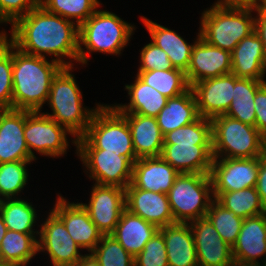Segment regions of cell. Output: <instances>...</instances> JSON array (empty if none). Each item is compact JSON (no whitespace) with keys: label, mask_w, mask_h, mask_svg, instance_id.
<instances>
[{"label":"cell","mask_w":266,"mask_h":266,"mask_svg":"<svg viewBox=\"0 0 266 266\" xmlns=\"http://www.w3.org/2000/svg\"><path fill=\"white\" fill-rule=\"evenodd\" d=\"M215 200L242 219L266 212V208L255 187L239 191L222 192Z\"/></svg>","instance_id":"cell-32"},{"label":"cell","mask_w":266,"mask_h":266,"mask_svg":"<svg viewBox=\"0 0 266 266\" xmlns=\"http://www.w3.org/2000/svg\"><path fill=\"white\" fill-rule=\"evenodd\" d=\"M134 266H169L165 240L159 230L134 257Z\"/></svg>","instance_id":"cell-41"},{"label":"cell","mask_w":266,"mask_h":266,"mask_svg":"<svg viewBox=\"0 0 266 266\" xmlns=\"http://www.w3.org/2000/svg\"><path fill=\"white\" fill-rule=\"evenodd\" d=\"M193 91L199 116L212 119L225 115L234 94V74L209 78L190 86Z\"/></svg>","instance_id":"cell-15"},{"label":"cell","mask_w":266,"mask_h":266,"mask_svg":"<svg viewBox=\"0 0 266 266\" xmlns=\"http://www.w3.org/2000/svg\"><path fill=\"white\" fill-rule=\"evenodd\" d=\"M133 30L135 28L132 25L121 20L114 13L96 10L79 26L78 62L86 64L88 55L92 51L120 55L123 47L127 46ZM82 45H85L87 52Z\"/></svg>","instance_id":"cell-6"},{"label":"cell","mask_w":266,"mask_h":266,"mask_svg":"<svg viewBox=\"0 0 266 266\" xmlns=\"http://www.w3.org/2000/svg\"><path fill=\"white\" fill-rule=\"evenodd\" d=\"M206 217L221 235V238L233 247L241 230L243 219L224 208L215 199L210 204Z\"/></svg>","instance_id":"cell-36"},{"label":"cell","mask_w":266,"mask_h":266,"mask_svg":"<svg viewBox=\"0 0 266 266\" xmlns=\"http://www.w3.org/2000/svg\"><path fill=\"white\" fill-rule=\"evenodd\" d=\"M137 76L167 98L179 96L190 88L185 72L178 68L138 71Z\"/></svg>","instance_id":"cell-33"},{"label":"cell","mask_w":266,"mask_h":266,"mask_svg":"<svg viewBox=\"0 0 266 266\" xmlns=\"http://www.w3.org/2000/svg\"><path fill=\"white\" fill-rule=\"evenodd\" d=\"M125 206L128 211L158 228L174 224L166 193L141 190L129 184L125 188Z\"/></svg>","instance_id":"cell-19"},{"label":"cell","mask_w":266,"mask_h":266,"mask_svg":"<svg viewBox=\"0 0 266 266\" xmlns=\"http://www.w3.org/2000/svg\"><path fill=\"white\" fill-rule=\"evenodd\" d=\"M76 266H101L95 256L91 254H85L79 260Z\"/></svg>","instance_id":"cell-48"},{"label":"cell","mask_w":266,"mask_h":266,"mask_svg":"<svg viewBox=\"0 0 266 266\" xmlns=\"http://www.w3.org/2000/svg\"><path fill=\"white\" fill-rule=\"evenodd\" d=\"M135 83L125 85L130 96L128 105H114L119 113H134L143 116L156 117L166 106L168 98L159 93L155 88L147 85L138 76Z\"/></svg>","instance_id":"cell-29"},{"label":"cell","mask_w":266,"mask_h":266,"mask_svg":"<svg viewBox=\"0 0 266 266\" xmlns=\"http://www.w3.org/2000/svg\"><path fill=\"white\" fill-rule=\"evenodd\" d=\"M259 157L213 158L210 178L214 199L222 192L239 191L256 186Z\"/></svg>","instance_id":"cell-10"},{"label":"cell","mask_w":266,"mask_h":266,"mask_svg":"<svg viewBox=\"0 0 266 266\" xmlns=\"http://www.w3.org/2000/svg\"><path fill=\"white\" fill-rule=\"evenodd\" d=\"M77 153L96 184L125 189L131 183L133 163L121 153L105 152L103 149H77Z\"/></svg>","instance_id":"cell-11"},{"label":"cell","mask_w":266,"mask_h":266,"mask_svg":"<svg viewBox=\"0 0 266 266\" xmlns=\"http://www.w3.org/2000/svg\"><path fill=\"white\" fill-rule=\"evenodd\" d=\"M38 4L67 20L76 19L78 27L92 16L100 5L98 0H38Z\"/></svg>","instance_id":"cell-35"},{"label":"cell","mask_w":266,"mask_h":266,"mask_svg":"<svg viewBox=\"0 0 266 266\" xmlns=\"http://www.w3.org/2000/svg\"><path fill=\"white\" fill-rule=\"evenodd\" d=\"M63 67L55 59L48 62L46 57L25 54L12 45V109L40 111L53 78Z\"/></svg>","instance_id":"cell-2"},{"label":"cell","mask_w":266,"mask_h":266,"mask_svg":"<svg viewBox=\"0 0 266 266\" xmlns=\"http://www.w3.org/2000/svg\"><path fill=\"white\" fill-rule=\"evenodd\" d=\"M211 123L213 158H256L263 156L262 134L255 126L226 115L212 118Z\"/></svg>","instance_id":"cell-7"},{"label":"cell","mask_w":266,"mask_h":266,"mask_svg":"<svg viewBox=\"0 0 266 266\" xmlns=\"http://www.w3.org/2000/svg\"><path fill=\"white\" fill-rule=\"evenodd\" d=\"M180 173L160 156L137 159L133 163L131 185L157 193H168Z\"/></svg>","instance_id":"cell-21"},{"label":"cell","mask_w":266,"mask_h":266,"mask_svg":"<svg viewBox=\"0 0 266 266\" xmlns=\"http://www.w3.org/2000/svg\"><path fill=\"white\" fill-rule=\"evenodd\" d=\"M6 35L0 38V109H12V44Z\"/></svg>","instance_id":"cell-40"},{"label":"cell","mask_w":266,"mask_h":266,"mask_svg":"<svg viewBox=\"0 0 266 266\" xmlns=\"http://www.w3.org/2000/svg\"><path fill=\"white\" fill-rule=\"evenodd\" d=\"M231 67V52L208 44L200 37L199 32L185 72L189 86L205 79L230 74Z\"/></svg>","instance_id":"cell-14"},{"label":"cell","mask_w":266,"mask_h":266,"mask_svg":"<svg viewBox=\"0 0 266 266\" xmlns=\"http://www.w3.org/2000/svg\"><path fill=\"white\" fill-rule=\"evenodd\" d=\"M6 200V201H5ZM3 198L0 214L8 230L20 233H36L33 231V225L36 220V210L32 204L20 198L5 199Z\"/></svg>","instance_id":"cell-34"},{"label":"cell","mask_w":266,"mask_h":266,"mask_svg":"<svg viewBox=\"0 0 266 266\" xmlns=\"http://www.w3.org/2000/svg\"><path fill=\"white\" fill-rule=\"evenodd\" d=\"M38 5V0H0V23H14Z\"/></svg>","instance_id":"cell-43"},{"label":"cell","mask_w":266,"mask_h":266,"mask_svg":"<svg viewBox=\"0 0 266 266\" xmlns=\"http://www.w3.org/2000/svg\"><path fill=\"white\" fill-rule=\"evenodd\" d=\"M158 230L159 228L157 226L125 208L111 235H113L128 253L135 257L144 249L145 244Z\"/></svg>","instance_id":"cell-26"},{"label":"cell","mask_w":266,"mask_h":266,"mask_svg":"<svg viewBox=\"0 0 266 266\" xmlns=\"http://www.w3.org/2000/svg\"><path fill=\"white\" fill-rule=\"evenodd\" d=\"M263 5L266 7V0H263Z\"/></svg>","instance_id":"cell-54"},{"label":"cell","mask_w":266,"mask_h":266,"mask_svg":"<svg viewBox=\"0 0 266 266\" xmlns=\"http://www.w3.org/2000/svg\"><path fill=\"white\" fill-rule=\"evenodd\" d=\"M160 157L179 173L210 174L212 144H164Z\"/></svg>","instance_id":"cell-20"},{"label":"cell","mask_w":266,"mask_h":266,"mask_svg":"<svg viewBox=\"0 0 266 266\" xmlns=\"http://www.w3.org/2000/svg\"><path fill=\"white\" fill-rule=\"evenodd\" d=\"M0 266H9V265H5V264L0 263Z\"/></svg>","instance_id":"cell-56"},{"label":"cell","mask_w":266,"mask_h":266,"mask_svg":"<svg viewBox=\"0 0 266 266\" xmlns=\"http://www.w3.org/2000/svg\"><path fill=\"white\" fill-rule=\"evenodd\" d=\"M212 194L209 174L180 173L167 193L174 223H188L206 217L213 201Z\"/></svg>","instance_id":"cell-8"},{"label":"cell","mask_w":266,"mask_h":266,"mask_svg":"<svg viewBox=\"0 0 266 266\" xmlns=\"http://www.w3.org/2000/svg\"><path fill=\"white\" fill-rule=\"evenodd\" d=\"M215 4L222 5V6L256 8V7L260 6L261 4H263V0H219Z\"/></svg>","instance_id":"cell-47"},{"label":"cell","mask_w":266,"mask_h":266,"mask_svg":"<svg viewBox=\"0 0 266 266\" xmlns=\"http://www.w3.org/2000/svg\"><path fill=\"white\" fill-rule=\"evenodd\" d=\"M31 161H13L0 164V196L4 199H15L27 183L26 165Z\"/></svg>","instance_id":"cell-38"},{"label":"cell","mask_w":266,"mask_h":266,"mask_svg":"<svg viewBox=\"0 0 266 266\" xmlns=\"http://www.w3.org/2000/svg\"><path fill=\"white\" fill-rule=\"evenodd\" d=\"M78 34L79 27L74 21L51 13L38 4L12 24L8 41L25 54L54 55L64 67H73L72 62H66L62 57L78 62Z\"/></svg>","instance_id":"cell-1"},{"label":"cell","mask_w":266,"mask_h":266,"mask_svg":"<svg viewBox=\"0 0 266 266\" xmlns=\"http://www.w3.org/2000/svg\"><path fill=\"white\" fill-rule=\"evenodd\" d=\"M253 10L214 4L202 13L200 37L210 45L232 52L243 38L254 32Z\"/></svg>","instance_id":"cell-5"},{"label":"cell","mask_w":266,"mask_h":266,"mask_svg":"<svg viewBox=\"0 0 266 266\" xmlns=\"http://www.w3.org/2000/svg\"><path fill=\"white\" fill-rule=\"evenodd\" d=\"M35 233L7 230L0 244V263L9 266H26L37 254Z\"/></svg>","instance_id":"cell-30"},{"label":"cell","mask_w":266,"mask_h":266,"mask_svg":"<svg viewBox=\"0 0 266 266\" xmlns=\"http://www.w3.org/2000/svg\"><path fill=\"white\" fill-rule=\"evenodd\" d=\"M70 71L72 67H63L53 78L47 100L53 114L45 115L75 136L73 143L76 145V139L86 133L94 113L101 105L91 110L83 108L82 94Z\"/></svg>","instance_id":"cell-3"},{"label":"cell","mask_w":266,"mask_h":266,"mask_svg":"<svg viewBox=\"0 0 266 266\" xmlns=\"http://www.w3.org/2000/svg\"><path fill=\"white\" fill-rule=\"evenodd\" d=\"M255 188L257 189V192L260 195V199L266 208V157L265 156L259 157V172Z\"/></svg>","instance_id":"cell-45"},{"label":"cell","mask_w":266,"mask_h":266,"mask_svg":"<svg viewBox=\"0 0 266 266\" xmlns=\"http://www.w3.org/2000/svg\"><path fill=\"white\" fill-rule=\"evenodd\" d=\"M189 224L194 236L198 266L232 265V247L221 238L207 217Z\"/></svg>","instance_id":"cell-18"},{"label":"cell","mask_w":266,"mask_h":266,"mask_svg":"<svg viewBox=\"0 0 266 266\" xmlns=\"http://www.w3.org/2000/svg\"><path fill=\"white\" fill-rule=\"evenodd\" d=\"M264 264H262L263 266H266V258H264V261H262Z\"/></svg>","instance_id":"cell-52"},{"label":"cell","mask_w":266,"mask_h":266,"mask_svg":"<svg viewBox=\"0 0 266 266\" xmlns=\"http://www.w3.org/2000/svg\"><path fill=\"white\" fill-rule=\"evenodd\" d=\"M266 256V212L243 219L236 243L232 247L233 260L260 264L257 258Z\"/></svg>","instance_id":"cell-23"},{"label":"cell","mask_w":266,"mask_h":266,"mask_svg":"<svg viewBox=\"0 0 266 266\" xmlns=\"http://www.w3.org/2000/svg\"><path fill=\"white\" fill-rule=\"evenodd\" d=\"M257 18L255 17V32L258 34L260 39L262 40L263 47L266 53V7L261 4L256 7Z\"/></svg>","instance_id":"cell-46"},{"label":"cell","mask_w":266,"mask_h":266,"mask_svg":"<svg viewBox=\"0 0 266 266\" xmlns=\"http://www.w3.org/2000/svg\"><path fill=\"white\" fill-rule=\"evenodd\" d=\"M26 110L0 109V164L34 161L24 138Z\"/></svg>","instance_id":"cell-16"},{"label":"cell","mask_w":266,"mask_h":266,"mask_svg":"<svg viewBox=\"0 0 266 266\" xmlns=\"http://www.w3.org/2000/svg\"><path fill=\"white\" fill-rule=\"evenodd\" d=\"M140 55L142 64L138 71L174 69L167 53L153 42L145 45Z\"/></svg>","instance_id":"cell-42"},{"label":"cell","mask_w":266,"mask_h":266,"mask_svg":"<svg viewBox=\"0 0 266 266\" xmlns=\"http://www.w3.org/2000/svg\"><path fill=\"white\" fill-rule=\"evenodd\" d=\"M2 201H3V199L0 197V208H1Z\"/></svg>","instance_id":"cell-53"},{"label":"cell","mask_w":266,"mask_h":266,"mask_svg":"<svg viewBox=\"0 0 266 266\" xmlns=\"http://www.w3.org/2000/svg\"><path fill=\"white\" fill-rule=\"evenodd\" d=\"M196 100L191 88L183 94L168 98L166 106L156 116L163 135L189 125L199 118Z\"/></svg>","instance_id":"cell-28"},{"label":"cell","mask_w":266,"mask_h":266,"mask_svg":"<svg viewBox=\"0 0 266 266\" xmlns=\"http://www.w3.org/2000/svg\"><path fill=\"white\" fill-rule=\"evenodd\" d=\"M7 227L5 225V222L3 221V218L0 214V244L1 241L3 240V237L5 236L6 232H7Z\"/></svg>","instance_id":"cell-49"},{"label":"cell","mask_w":266,"mask_h":266,"mask_svg":"<svg viewBox=\"0 0 266 266\" xmlns=\"http://www.w3.org/2000/svg\"><path fill=\"white\" fill-rule=\"evenodd\" d=\"M65 127L40 111H27L24 126V138L31 156L36 159L33 150L51 157H59L66 152L68 141Z\"/></svg>","instance_id":"cell-9"},{"label":"cell","mask_w":266,"mask_h":266,"mask_svg":"<svg viewBox=\"0 0 266 266\" xmlns=\"http://www.w3.org/2000/svg\"><path fill=\"white\" fill-rule=\"evenodd\" d=\"M38 251L46 250L53 266H76L83 255L63 222L51 211L39 231Z\"/></svg>","instance_id":"cell-13"},{"label":"cell","mask_w":266,"mask_h":266,"mask_svg":"<svg viewBox=\"0 0 266 266\" xmlns=\"http://www.w3.org/2000/svg\"><path fill=\"white\" fill-rule=\"evenodd\" d=\"M254 104L255 127L263 135L266 133V82L256 91Z\"/></svg>","instance_id":"cell-44"},{"label":"cell","mask_w":266,"mask_h":266,"mask_svg":"<svg viewBox=\"0 0 266 266\" xmlns=\"http://www.w3.org/2000/svg\"><path fill=\"white\" fill-rule=\"evenodd\" d=\"M164 144H212L211 119L199 117L164 135Z\"/></svg>","instance_id":"cell-37"},{"label":"cell","mask_w":266,"mask_h":266,"mask_svg":"<svg viewBox=\"0 0 266 266\" xmlns=\"http://www.w3.org/2000/svg\"><path fill=\"white\" fill-rule=\"evenodd\" d=\"M153 43L159 46L168 55L174 68L187 71L193 45L188 44L180 35L160 24L142 17Z\"/></svg>","instance_id":"cell-27"},{"label":"cell","mask_w":266,"mask_h":266,"mask_svg":"<svg viewBox=\"0 0 266 266\" xmlns=\"http://www.w3.org/2000/svg\"><path fill=\"white\" fill-rule=\"evenodd\" d=\"M231 266H262V265H260V264H251V263H242V262L233 260Z\"/></svg>","instance_id":"cell-50"},{"label":"cell","mask_w":266,"mask_h":266,"mask_svg":"<svg viewBox=\"0 0 266 266\" xmlns=\"http://www.w3.org/2000/svg\"><path fill=\"white\" fill-rule=\"evenodd\" d=\"M129 125L136 158L160 156L164 135L156 117L143 116L134 113H120Z\"/></svg>","instance_id":"cell-24"},{"label":"cell","mask_w":266,"mask_h":266,"mask_svg":"<svg viewBox=\"0 0 266 266\" xmlns=\"http://www.w3.org/2000/svg\"><path fill=\"white\" fill-rule=\"evenodd\" d=\"M166 244L169 266H198L194 236L189 223L160 227Z\"/></svg>","instance_id":"cell-25"},{"label":"cell","mask_w":266,"mask_h":266,"mask_svg":"<svg viewBox=\"0 0 266 266\" xmlns=\"http://www.w3.org/2000/svg\"><path fill=\"white\" fill-rule=\"evenodd\" d=\"M262 141H263V156L266 157V133L262 135Z\"/></svg>","instance_id":"cell-51"},{"label":"cell","mask_w":266,"mask_h":266,"mask_svg":"<svg viewBox=\"0 0 266 266\" xmlns=\"http://www.w3.org/2000/svg\"><path fill=\"white\" fill-rule=\"evenodd\" d=\"M231 58V73L237 78L265 81L266 53L262 40L255 31L236 45Z\"/></svg>","instance_id":"cell-22"},{"label":"cell","mask_w":266,"mask_h":266,"mask_svg":"<svg viewBox=\"0 0 266 266\" xmlns=\"http://www.w3.org/2000/svg\"><path fill=\"white\" fill-rule=\"evenodd\" d=\"M52 212L63 222L71 238L80 249L91 253L100 242L102 233L91 220L88 211L81 203H70L59 196Z\"/></svg>","instance_id":"cell-17"},{"label":"cell","mask_w":266,"mask_h":266,"mask_svg":"<svg viewBox=\"0 0 266 266\" xmlns=\"http://www.w3.org/2000/svg\"><path fill=\"white\" fill-rule=\"evenodd\" d=\"M266 81L249 78H237L234 75V94L226 116L235 118L245 124L255 126L256 112L254 98L256 91Z\"/></svg>","instance_id":"cell-31"},{"label":"cell","mask_w":266,"mask_h":266,"mask_svg":"<svg viewBox=\"0 0 266 266\" xmlns=\"http://www.w3.org/2000/svg\"><path fill=\"white\" fill-rule=\"evenodd\" d=\"M89 204H82L103 235L112 234L125 206V189L114 185L95 184Z\"/></svg>","instance_id":"cell-12"},{"label":"cell","mask_w":266,"mask_h":266,"mask_svg":"<svg viewBox=\"0 0 266 266\" xmlns=\"http://www.w3.org/2000/svg\"><path fill=\"white\" fill-rule=\"evenodd\" d=\"M91 253L101 266H134V257L111 234L102 235Z\"/></svg>","instance_id":"cell-39"},{"label":"cell","mask_w":266,"mask_h":266,"mask_svg":"<svg viewBox=\"0 0 266 266\" xmlns=\"http://www.w3.org/2000/svg\"><path fill=\"white\" fill-rule=\"evenodd\" d=\"M76 147L121 153L132 163L137 160L127 120L110 105L102 104L97 109L86 133L76 139Z\"/></svg>","instance_id":"cell-4"},{"label":"cell","mask_w":266,"mask_h":266,"mask_svg":"<svg viewBox=\"0 0 266 266\" xmlns=\"http://www.w3.org/2000/svg\"><path fill=\"white\" fill-rule=\"evenodd\" d=\"M4 35V32L0 33V38Z\"/></svg>","instance_id":"cell-55"}]
</instances>
